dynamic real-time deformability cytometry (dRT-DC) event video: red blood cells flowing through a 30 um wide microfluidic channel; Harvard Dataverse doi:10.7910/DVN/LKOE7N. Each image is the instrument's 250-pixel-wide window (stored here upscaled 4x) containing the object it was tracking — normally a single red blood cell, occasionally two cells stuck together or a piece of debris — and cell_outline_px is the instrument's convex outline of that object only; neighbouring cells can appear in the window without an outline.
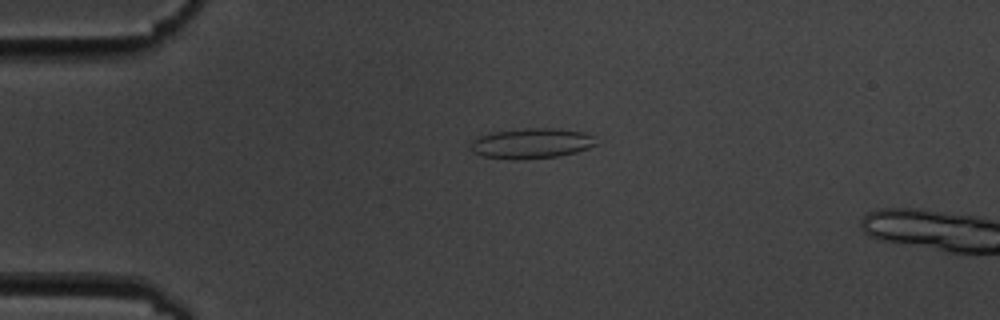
{"species": "common noctule bat (a hibernating species)", "species_latin": "Nyctalus noctula", "temperature_condition": "cold", "stored_images_in_passage": 3, "camera_frame_rate_fps": 3000, "um_per_image_px": 0.085, "animal": {"sex": "male", "body_mass_g": 19.5, "forearm_length_mm": 54.6}, "frame": {"image": 1, "passage_image": 2, "time_ms": 1.333, "image_size_px": [1000, 320], "cell_outline_px": [[600, 144], [576, 152], [560, 156], [512, 160], [484, 156], [472, 152], [468, 148], [468, 144], [476, 136], [492, 132], [524, 128], [560, 128], [584, 132], [596, 136]], "centroid_in_image_um": [45.18, 12.17], "position_along_channel_um": 39.8, "area_um2": 22.77}}